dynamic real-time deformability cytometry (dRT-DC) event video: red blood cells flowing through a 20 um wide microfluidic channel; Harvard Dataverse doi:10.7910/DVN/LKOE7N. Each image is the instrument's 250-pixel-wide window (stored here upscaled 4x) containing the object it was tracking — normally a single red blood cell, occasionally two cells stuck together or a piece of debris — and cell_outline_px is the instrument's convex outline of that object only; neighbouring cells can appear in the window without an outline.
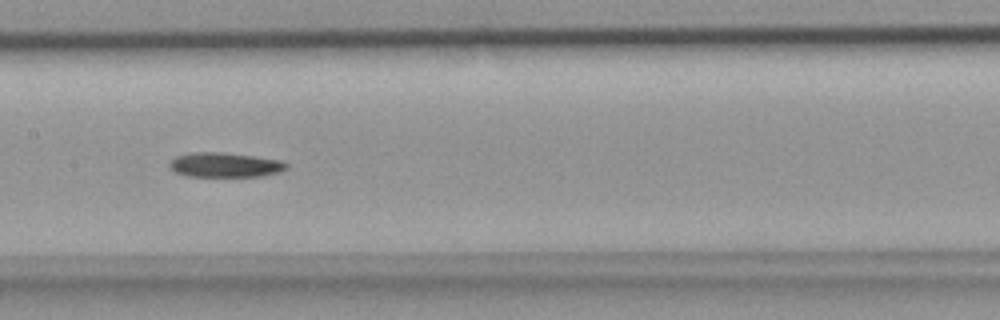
{"species": "common noctule bat (a hibernating species)", "species_latin": "Nyctalus noctula", "temperature_condition": "room temperature", "stored_images_in_passage": 12, "camera_frame_rate_fps": 3000, "um_per_image_px": 0.085, "animal": {"sex": "female", "body_mass_g": 18.4}, "frame": {"image": 1, "passage_image": 10, "time_ms": 3.0, "image_size_px": [1000, 320], "cell_outline_px": [[288, 168], [280, 172], [264, 176], [188, 176], [176, 172], [168, 164], [176, 156], [196, 152], [220, 152], [252, 156], [280, 160], [288, 164]], "centroid_in_image_um": [19.16, 14.02], "position_along_channel_um": 188.2, "area_um2": 16.59}}